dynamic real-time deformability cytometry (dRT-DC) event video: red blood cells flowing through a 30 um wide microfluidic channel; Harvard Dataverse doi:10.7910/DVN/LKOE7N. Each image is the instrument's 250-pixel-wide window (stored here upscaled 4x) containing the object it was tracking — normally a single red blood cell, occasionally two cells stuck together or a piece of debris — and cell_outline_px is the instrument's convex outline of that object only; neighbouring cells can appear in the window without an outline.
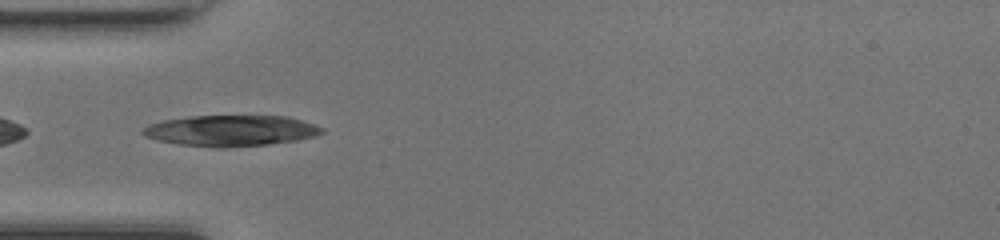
{"species": "common noctule bat (a hibernating species)", "species_latin": "Nyctalus noctula", "temperature_condition": "room temperature", "stored_images_in_passage": 29, "camera_frame_rate_fps": 3000, "um_per_image_px": 0.085, "animal": {"sex": "female", "body_mass_g": 17.0, "forearm_length_mm": 48.0}, "frame": {"image": 1, "passage_image": 1, "time_ms": 0.0, "image_size_px": [1000, 240], "cell_outline_px": [[324, 132], [316, 136], [296, 140], [268, 144], [224, 148], [216, 148], [180, 144], [156, 140], [144, 136], [140, 132], [148, 124], [164, 120], [192, 116], [288, 116], [324, 128]], "centroid_in_image_um": [19.6, 11.11], "position_along_channel_um": 65.4, "area_um2": 32.25}}
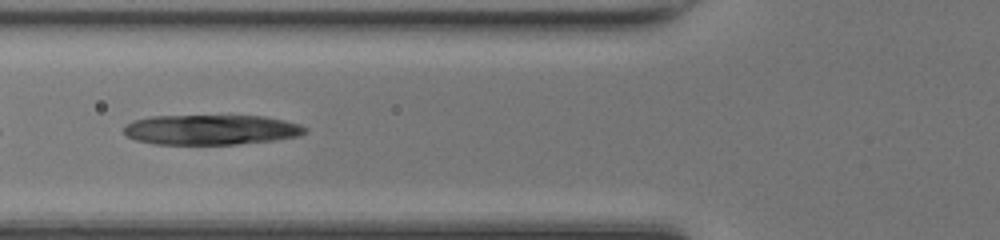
{"frame": {"image": 2, "passage_image": 4, "time_ms": 1.0, "image_size_px": [1000, 240], "cell_outline_px": [[308, 132], [300, 136], [272, 140], [236, 144], [156, 144], [136, 140], [128, 136], [124, 132], [124, 128], [132, 120], [152, 116], [264, 116], [284, 120], [300, 124], [308, 128]], "centroid_in_image_um": [17.98, 11.02], "position_along_channel_um": 107.8, "area_um2": 31.67}}
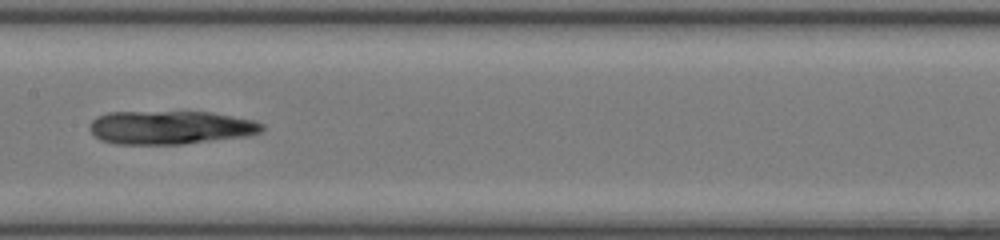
{"frame": {"image": 3, "passage_image": 10, "time_ms": 3.0, "image_size_px": [1000, 240], "cell_outline_px": [[264, 128], [260, 132], [248, 136], [184, 144], [116, 144], [100, 140], [88, 128], [88, 124], [96, 116], [108, 112], [212, 112], [252, 120], [264, 124]], "centroid_in_image_um": [14.46, 10.84], "position_along_channel_um": 192.9, "area_um2": 33.81}}